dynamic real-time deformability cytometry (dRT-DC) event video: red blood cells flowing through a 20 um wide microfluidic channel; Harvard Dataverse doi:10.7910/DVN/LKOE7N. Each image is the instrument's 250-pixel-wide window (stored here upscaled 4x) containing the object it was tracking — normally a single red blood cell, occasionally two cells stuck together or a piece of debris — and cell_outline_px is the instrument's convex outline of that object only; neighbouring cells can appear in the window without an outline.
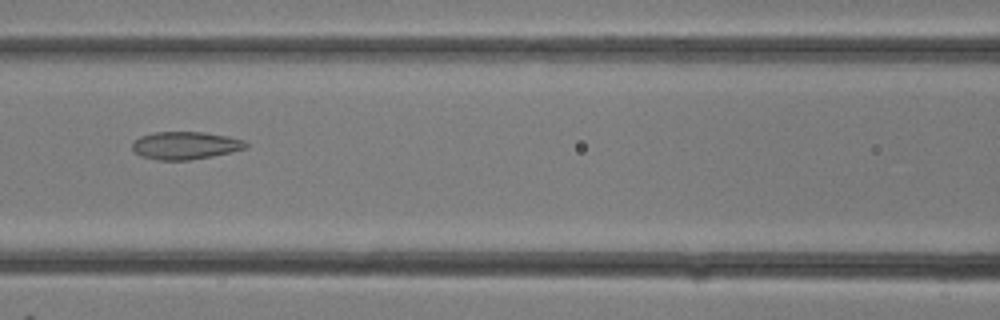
{"species": "common noctule bat (a hibernating species)", "species_latin": "Nyctalus noctula", "temperature_condition": "room temperature", "stored_images_in_passage": 11, "camera_frame_rate_fps": 3000, "um_per_image_px": 0.085, "animal": {"sex": "female"}, "frame": {"image": 1, "passage_image": 8, "time_ms": 2.333, "image_size_px": [1000, 320], "cell_outline_px": [[248, 148], [232, 152], [212, 156], [188, 160], [156, 160], [140, 156], [132, 148], [132, 144], [140, 136], [156, 132], [204, 132], [228, 136], [244, 140], [248, 144]], "centroid_in_image_um": [15.78, 12.37], "position_along_channel_um": 150.8, "area_um2": 18.38}}
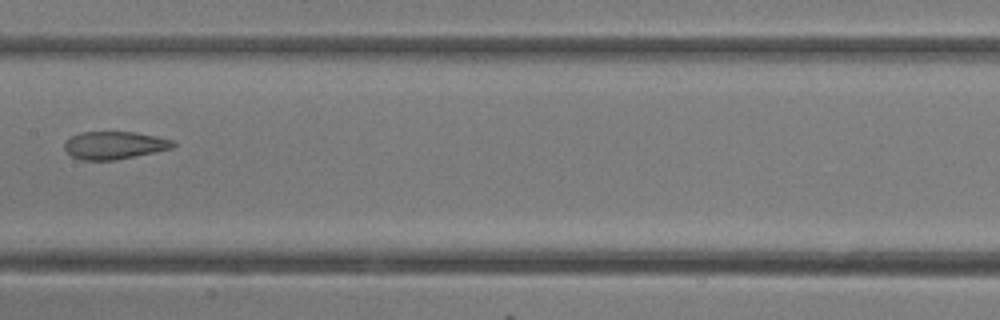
{"frame": {"image": 2, "passage_image": 10, "time_ms": 3.0, "image_size_px": [1000, 320], "cell_outline_px": [[176, 144], [172, 148], [116, 160], [80, 160], [72, 156], [64, 148], [64, 144], [72, 136], [80, 132], [136, 132], [156, 136], [172, 140]], "centroid_in_image_um": [9.72, 12.35], "position_along_channel_um": 197.7, "area_um2": 17.4}}